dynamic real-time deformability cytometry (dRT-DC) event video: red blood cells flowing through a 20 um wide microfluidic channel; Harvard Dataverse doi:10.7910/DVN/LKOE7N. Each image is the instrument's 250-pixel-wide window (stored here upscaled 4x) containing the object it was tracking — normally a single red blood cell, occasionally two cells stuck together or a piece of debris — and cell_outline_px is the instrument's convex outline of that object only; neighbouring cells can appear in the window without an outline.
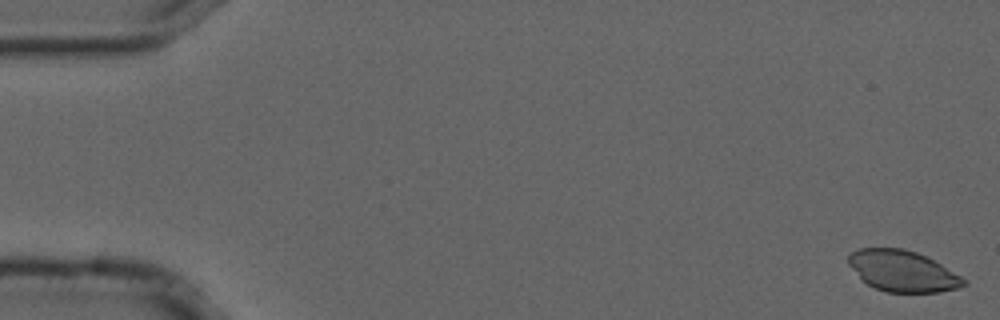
{"species": "common noctule bat (a hibernating species)", "species_latin": "Nyctalus noctula", "temperature_condition": "cold", "stored_images_in_passage": 12, "camera_frame_rate_fps": 3000, "um_per_image_px": 0.085, "animal": {"sex": "male", "forearm_length_mm": 52.5}, "frame": {"image": 1, "passage_image": 1, "time_ms": 0.0, "image_size_px": [1000, 320], "cell_outline_px": [[968, 284], [960, 288], [940, 292], [884, 292], [868, 284], [848, 264], [848, 256], [852, 252], [860, 248], [904, 248], [916, 252], [940, 264], [968, 280]], "centroid_in_image_um": [76.76, 23.05], "position_along_channel_um": 8.2, "area_um2": 27.4}}